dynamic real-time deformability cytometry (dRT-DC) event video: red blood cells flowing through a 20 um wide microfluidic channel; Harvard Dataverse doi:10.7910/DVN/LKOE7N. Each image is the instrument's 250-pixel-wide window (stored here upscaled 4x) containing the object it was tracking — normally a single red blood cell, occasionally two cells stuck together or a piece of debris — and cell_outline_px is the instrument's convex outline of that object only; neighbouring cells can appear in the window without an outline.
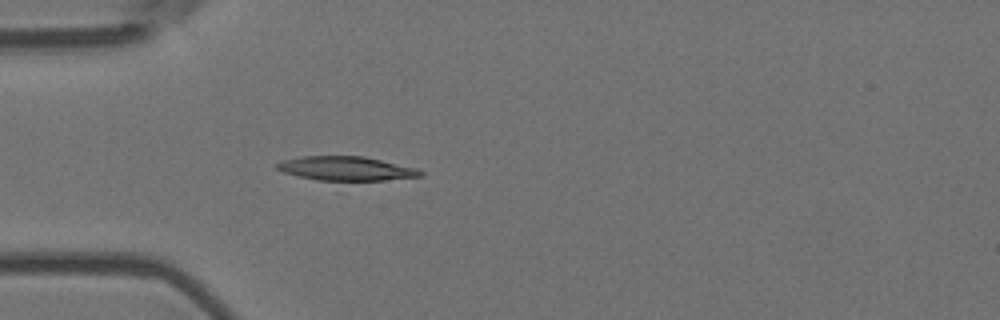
{"species": "Egyptian fruit bat (a non-hibernating species)", "species_latin": "Rousettus aegyptiacus", "temperature_condition": "room temperature", "stored_images_in_passage": 4, "camera_frame_rate_fps": 3000, "um_per_image_px": 0.085, "animal": {"sex": "female"}, "frame": {"image": 1, "passage_image": 4, "time_ms": 1.0, "image_size_px": [1000, 320], "cell_outline_px": [[424, 176], [384, 180], [316, 180], [296, 176], [284, 172], [276, 168], [276, 164], [280, 160], [300, 156], [364, 156], [416, 168], [424, 172]], "centroid_in_image_um": [29.39, 14.32], "position_along_channel_um": 55.6, "area_um2": 20.17}}